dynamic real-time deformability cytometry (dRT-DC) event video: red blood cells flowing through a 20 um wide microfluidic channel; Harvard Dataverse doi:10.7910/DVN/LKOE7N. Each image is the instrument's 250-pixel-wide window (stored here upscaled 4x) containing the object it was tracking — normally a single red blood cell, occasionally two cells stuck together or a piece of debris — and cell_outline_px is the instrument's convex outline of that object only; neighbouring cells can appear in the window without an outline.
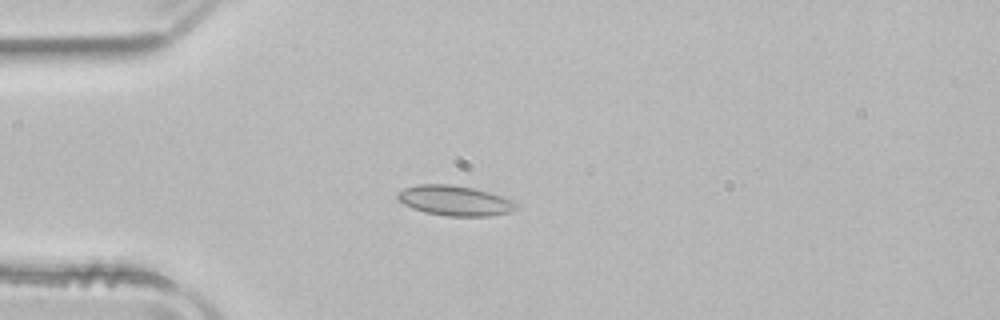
{"species": "common noctule bat (a hibernating species)", "species_latin": "Nyctalus noctula", "temperature_condition": "room temperature", "stored_images_in_passage": 51, "camera_frame_rate_fps": 3000, "um_per_image_px": 0.085, "animal": {"sex": "male", "body_mass_g": 21.5, "forearm_length_mm": 52.0}, "frame": {"image": 1, "passage_image": 13, "time_ms": 4.0, "image_size_px": [1000, 320], "cell_outline_px": [[520, 208], [512, 212], [488, 216], [448, 216], [424, 212], [412, 208], [404, 204], [396, 196], [396, 192], [404, 188], [416, 184], [452, 184], [472, 188], [488, 192], [512, 200]], "centroid_in_image_um": [38.65, 17.05], "position_along_channel_um": 46.4, "area_um2": 20.87}}
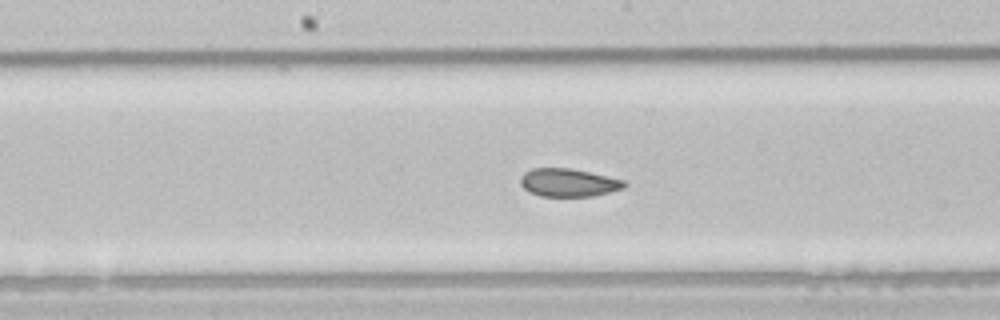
{"frame": {"image": 2, "passage_image": 26, "time_ms": 8.333, "image_size_px": [1000, 320], "cell_outline_px": [[628, 184], [624, 188], [592, 196], [540, 196], [528, 192], [520, 184], [520, 176], [524, 172], [532, 168], [572, 168], [624, 180]], "centroid_in_image_um": [48.29, 15.51], "position_along_channel_um": 199.9, "area_um2": 17.05}}
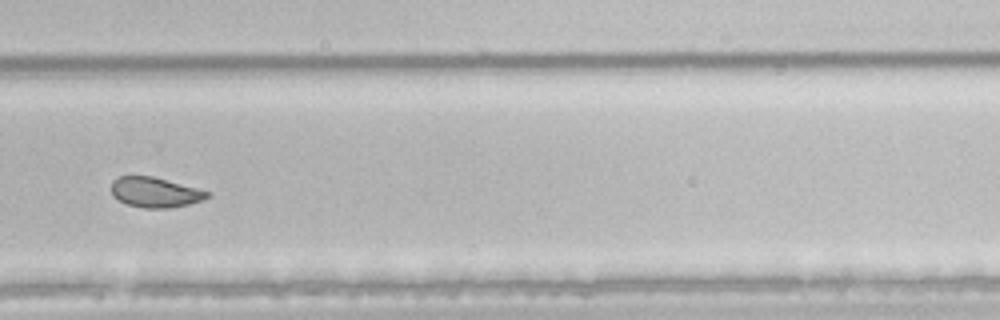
{"frame": {"image": 3, "passage_image": 35, "time_ms": 11.333, "image_size_px": [1000, 320], "cell_outline_px": [[212, 192], [204, 200], [188, 204], [168, 208], [144, 208], [128, 204], [112, 196], [112, 180], [116, 176], [152, 176]], "centroid_in_image_um": [13.18, 16.34], "position_along_channel_um": 316.6, "area_um2": 16.76}, "authors_computed_cell_mechanics": {"area_um2": 19.3052, "velocity_mm_per_s": 3.9136, "shape_relaxation_time_tau1_ms": null, "shape_relaxation_time_tau2_ms": 1.0718, "deformation_change_tau1": null, "deformation_change_tau2": 0.0471}}